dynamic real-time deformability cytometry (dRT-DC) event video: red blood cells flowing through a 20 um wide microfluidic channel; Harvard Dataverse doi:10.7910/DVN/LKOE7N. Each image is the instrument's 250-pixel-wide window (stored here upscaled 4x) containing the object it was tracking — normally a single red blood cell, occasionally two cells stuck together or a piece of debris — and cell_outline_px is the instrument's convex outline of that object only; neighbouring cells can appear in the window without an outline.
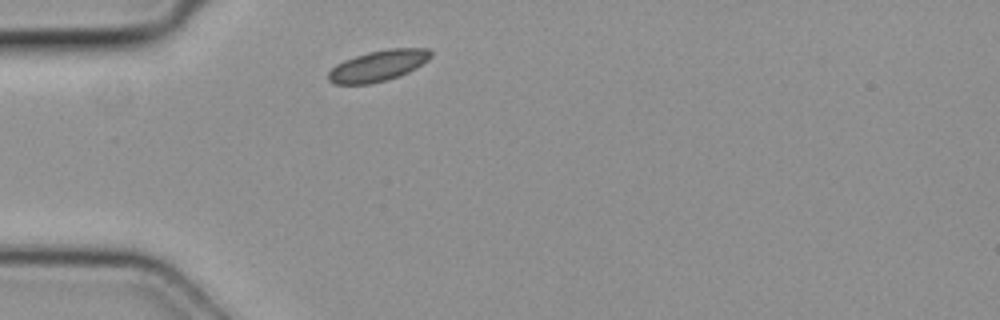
{"species": "common noctule bat (a hibernating species)", "species_latin": "Nyctalus noctula", "temperature_condition": "cold", "stored_images_in_passage": 1, "camera_frame_rate_fps": 3000, "um_per_image_px": 0.085, "animal": {"sex": "female", "body_mass_g": 19.3, "forearm_length_mm": 54.1}, "frame": {"image": 1, "passage_image": 1, "time_ms": 0.0, "image_size_px": [1000, 320], "cell_outline_px": [[432, 56], [428, 60], [416, 68], [400, 76], [388, 80], [372, 84], [336, 84], [328, 80], [328, 72], [336, 64], [344, 60], [368, 52], [388, 48], [428, 48], [432, 52]], "centroid_in_image_um": [32.16, 5.59], "position_along_channel_um": 52.8, "area_um2": 18.61}}